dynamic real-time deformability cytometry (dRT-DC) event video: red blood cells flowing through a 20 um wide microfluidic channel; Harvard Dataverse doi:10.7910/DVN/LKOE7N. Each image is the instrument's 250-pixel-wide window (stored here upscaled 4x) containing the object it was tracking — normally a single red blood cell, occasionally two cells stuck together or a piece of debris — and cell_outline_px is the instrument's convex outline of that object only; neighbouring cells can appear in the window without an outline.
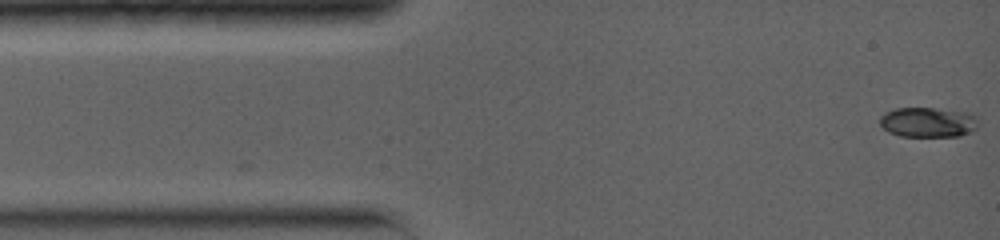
{"species": "common noctule bat (a hibernating species)", "species_latin": "Nyctalus noctula", "temperature_condition": "warm", "stored_images_in_passage": 4, "camera_frame_rate_fps": 5000, "um_per_image_px": 0.085, "animal": {"sex": "female", "body_mass_g": 19.0, "forearm_length_mm": 56.7}, "frame": {"image": 1, "passage_image": 1, "time_ms": 0.0, "image_size_px": [1000, 240], "cell_outline_px": [[976, 128], [972, 132], [960, 136], [900, 136], [888, 132], [880, 124], [880, 116], [884, 112], [896, 108], [936, 108], [968, 112], [976, 116]], "centroid_in_image_um": [78.87, 10.38], "position_along_channel_um": 6.1, "area_um2": 17.28}}
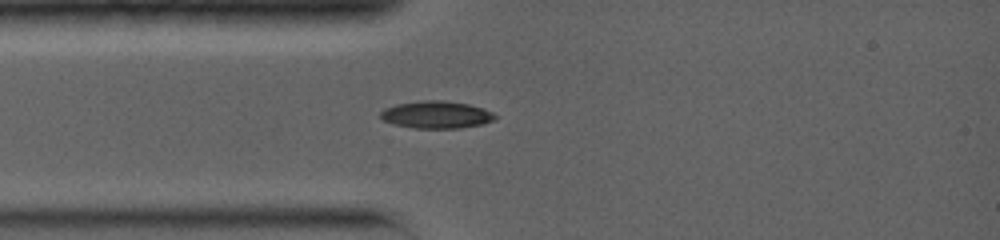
{"frame": {"image": 2, "passage_image": 4, "time_ms": 3.0, "image_size_px": [1000, 240], "cell_outline_px": [[496, 116], [492, 120], [484, 124], [460, 128], [416, 128], [392, 124], [384, 120], [380, 116], [380, 112], [384, 108], [396, 104], [424, 100], [444, 100], [468, 104], [484, 108], [492, 112]], "centroid_in_image_um": [37.08, 9.74], "position_along_channel_um": 47.9, "area_um2": 18.26}}